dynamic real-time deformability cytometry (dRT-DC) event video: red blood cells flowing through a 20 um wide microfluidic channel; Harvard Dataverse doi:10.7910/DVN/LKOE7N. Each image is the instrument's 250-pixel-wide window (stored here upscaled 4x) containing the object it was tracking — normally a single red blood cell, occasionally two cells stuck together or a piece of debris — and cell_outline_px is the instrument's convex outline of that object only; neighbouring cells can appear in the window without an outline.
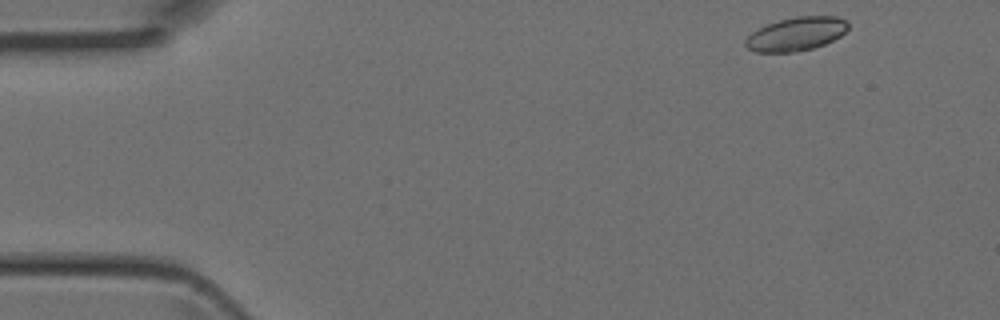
{"species": "Egyptian fruit bat (a non-hibernating species)", "species_latin": "Rousettus aegyptiacus", "temperature_condition": "room temperature", "stored_images_in_passage": 5, "camera_frame_rate_fps": 3000, "um_per_image_px": 0.085, "animal": {"sex": "female"}, "frame": {"image": 1, "passage_image": 1, "time_ms": 0.0, "image_size_px": [1000, 320], "cell_outline_px": [[848, 28], [840, 36], [824, 44], [812, 48], [792, 52], [756, 52], [748, 48], [744, 44], [744, 40], [752, 32], [768, 24], [780, 20], [796, 16], [836, 16], [848, 20]], "centroid_in_image_um": [67.68, 2.88], "position_along_channel_um": 17.3, "area_um2": 19.94}}
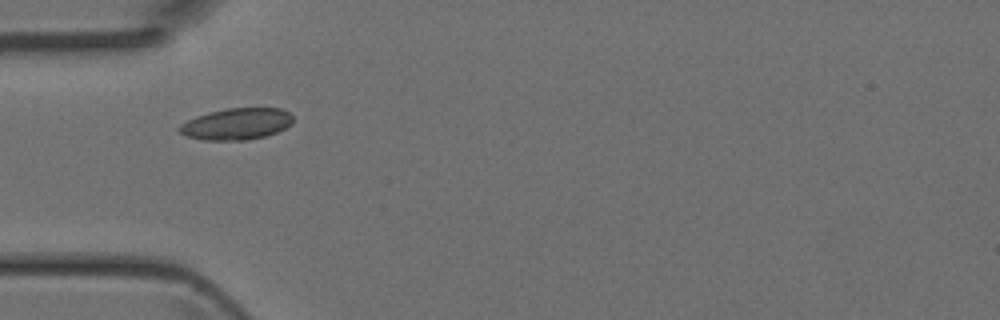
{"frame": {"image": 2, "passage_image": 4, "time_ms": 1.0, "image_size_px": [1000, 320], "cell_outline_px": [[292, 124], [276, 132], [264, 136], [244, 140], [204, 140], [188, 136], [180, 132], [176, 128], [180, 124], [196, 116], [208, 112], [228, 108], [280, 108], [288, 112], [292, 116]], "centroid_in_image_um": [20.09, 10.53], "position_along_channel_um": 64.9, "area_um2": 20.75}}
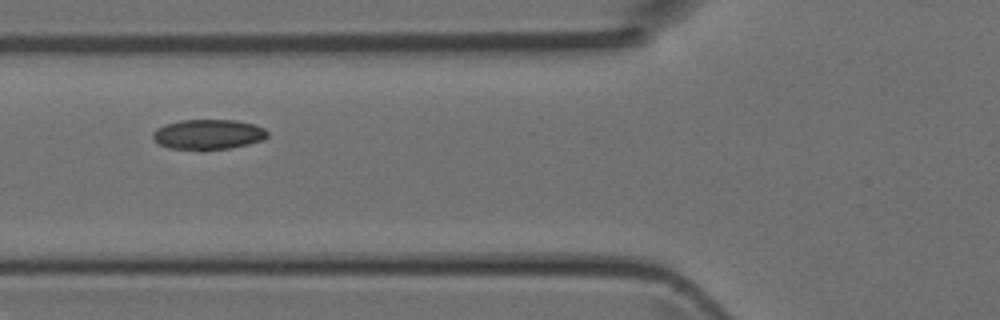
{"frame": {"image": 3, "passage_image": 5, "time_ms": 1.333, "image_size_px": [1000, 320], "cell_outline_px": [[268, 136], [264, 140], [248, 144], [228, 148], [168, 148], [160, 144], [152, 136], [152, 132], [156, 128], [164, 124], [180, 120], [236, 120], [252, 124], [264, 128], [268, 132]], "centroid_in_image_um": [17.7, 11.39], "position_along_channel_um": 108.1, "area_um2": 19.71}}